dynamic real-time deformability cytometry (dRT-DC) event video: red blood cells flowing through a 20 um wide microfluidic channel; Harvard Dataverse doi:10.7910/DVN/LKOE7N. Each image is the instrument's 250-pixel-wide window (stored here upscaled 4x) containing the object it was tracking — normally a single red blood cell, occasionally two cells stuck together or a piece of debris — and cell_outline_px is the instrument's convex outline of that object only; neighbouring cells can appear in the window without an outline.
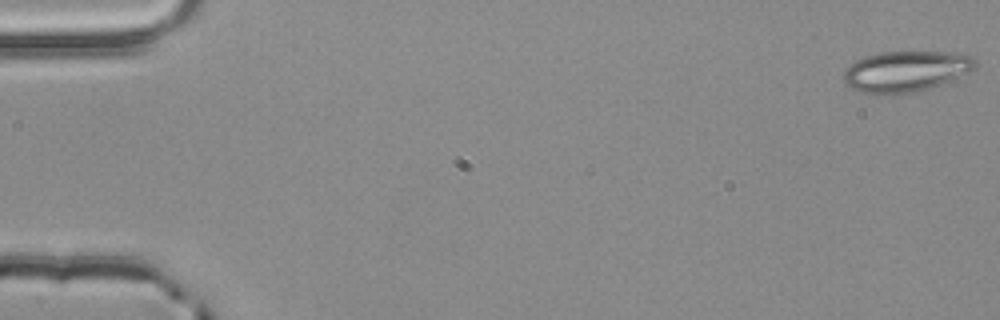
{"species": "common noctule bat (a hibernating species)", "species_latin": "Nyctalus noctula", "temperature_condition": "room temperature", "stored_images_in_passage": 54, "camera_frame_rate_fps": 3000, "um_per_image_px": 0.085, "animal": {"sex": "male", "body_mass_g": 20.4}, "frame": {"image": 1, "passage_image": 1, "time_ms": 0.0, "image_size_px": [1000, 320], "cell_outline_px": [[976, 68], [968, 72], [940, 84], [916, 92], [860, 92], [844, 84], [844, 68], [856, 60], [864, 56], [880, 52], [956, 52], [972, 56], [976, 60]], "centroid_in_image_um": [76.99, 6.02], "position_along_channel_um": 8.0, "area_um2": 30.87}}
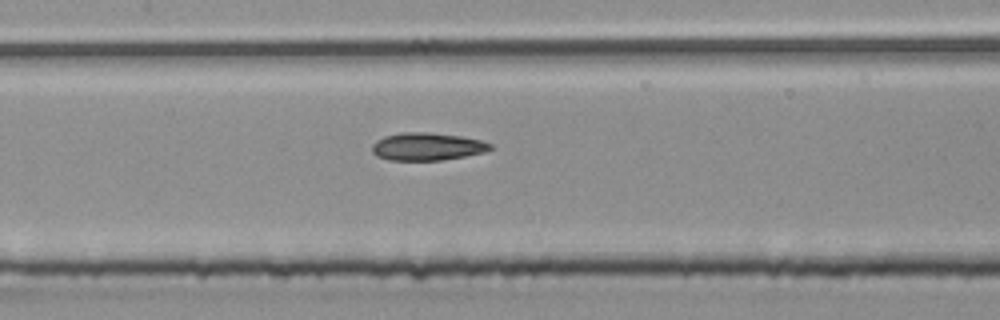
{"frame": {"image": 2, "passage_image": 26, "time_ms": 8.333, "image_size_px": [1000, 320], "cell_outline_px": [[492, 148], [484, 152], [444, 160], [388, 160], [376, 156], [372, 152], [372, 144], [376, 140], [384, 136], [404, 132], [428, 132], [460, 136], [480, 140], [492, 144]], "centroid_in_image_um": [36.27, 12.46], "position_along_channel_um": 171.1, "area_um2": 19.07}}
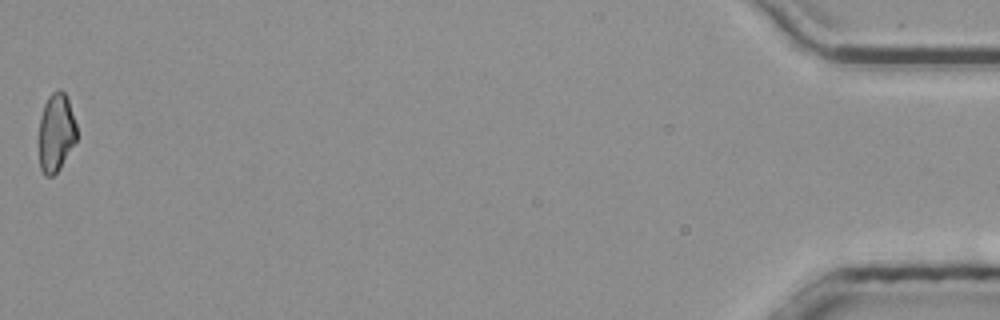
{"frame": {"image": 3, "passage_image": 54, "time_ms": 17.667, "image_size_px": [1000, 320], "cell_outline_px": [[76, 140], [60, 168], [52, 176], [44, 176], [40, 168], [40, 116], [44, 104], [48, 96], [52, 92], [60, 88], [68, 96], [76, 124]], "centroid_in_image_um": [4.77, 11.23], "position_along_channel_um": 430.4, "area_um2": 17.22}, "authors_computed_cell_mechanics": {"area_um2": 19.0451, "velocity_mm_per_s": 3.8756, "shape_relaxation_time_tau1_ms": null, "shape_relaxation_time_tau2_ms": 4.2141, "deformation_change_tau1": null, "deformation_change_tau2": 0.1159}}